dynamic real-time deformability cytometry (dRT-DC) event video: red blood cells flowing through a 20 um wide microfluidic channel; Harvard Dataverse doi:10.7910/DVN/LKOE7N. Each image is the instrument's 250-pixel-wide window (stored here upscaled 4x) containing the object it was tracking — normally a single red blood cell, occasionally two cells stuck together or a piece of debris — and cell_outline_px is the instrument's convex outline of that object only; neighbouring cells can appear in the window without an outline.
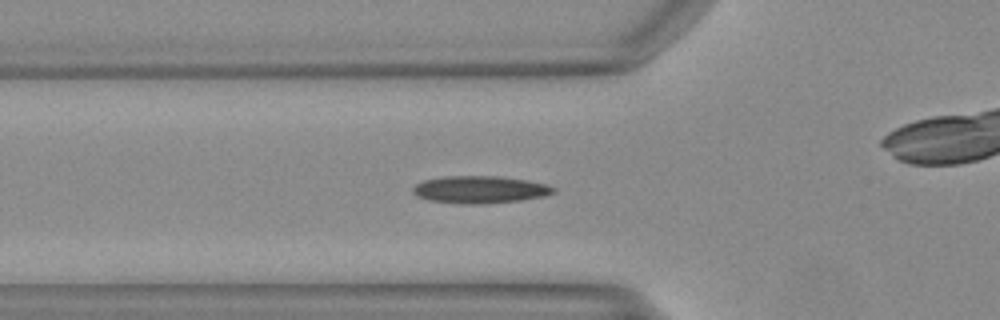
{"species": "Egyptian fruit bat (a non-hibernating species)", "species_latin": "Rousettus aegyptiacus", "temperature_condition": "warm", "stored_images_in_passage": 36, "camera_frame_rate_fps": 3000, "um_per_image_px": 0.085, "animal": {"sex": "female"}, "frame": {"image": 1, "passage_image": 11, "time_ms": 3.333, "image_size_px": [1000, 320], "cell_outline_px": [[556, 192], [544, 196], [520, 200], [480, 204], [456, 204], [428, 200], [416, 196], [412, 192], [412, 188], [416, 184], [424, 180], [444, 176], [496, 176], [528, 180], [548, 184], [556, 188]], "centroid_in_image_um": [40.78, 16.12], "position_along_channel_um": 85.0, "area_um2": 22.6}}
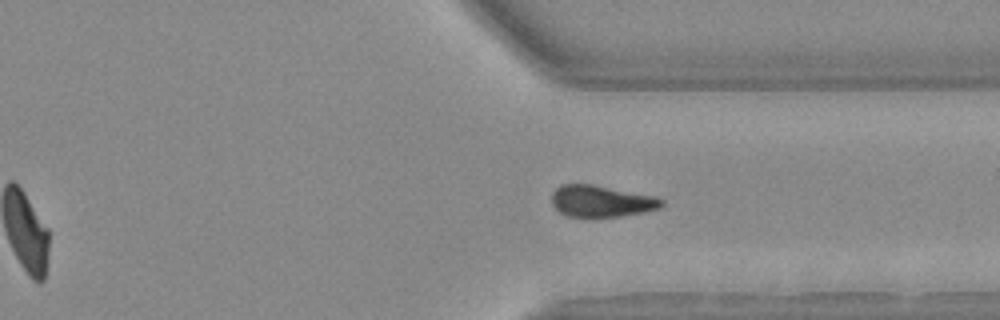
{"frame": {"image": 2, "passage_image": 31, "time_ms": 10.0, "image_size_px": [1000, 320], "cell_outline_px": [[664, 204], [660, 208], [644, 212], [620, 216], [568, 216], [560, 212], [552, 204], [552, 192], [560, 184], [592, 184], [656, 196], [664, 200]], "centroid_in_image_um": [51.13, 17.08], "position_along_channel_um": 360.3, "area_um2": 20.17}}